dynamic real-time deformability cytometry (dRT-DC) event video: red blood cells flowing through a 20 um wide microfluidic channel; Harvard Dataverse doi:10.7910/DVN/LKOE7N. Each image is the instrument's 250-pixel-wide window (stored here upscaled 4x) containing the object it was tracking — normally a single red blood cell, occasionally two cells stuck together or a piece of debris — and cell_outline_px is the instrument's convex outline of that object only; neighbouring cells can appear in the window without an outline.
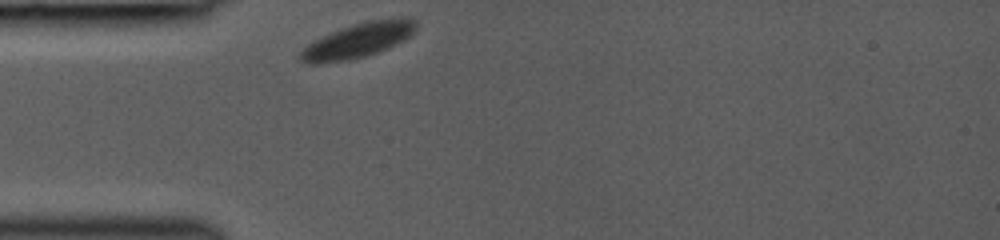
{"species": "common noctule bat (a hibernating species)", "species_latin": "Nyctalus noctula", "temperature_condition": "room temperature", "stored_images_in_passage": 17, "camera_frame_rate_fps": 3000, "um_per_image_px": 0.085, "animal": {"sex": "female", "body_mass_g": 19.0, "forearm_length_mm": 53.3}, "frame": {"image": 1, "passage_image": 1, "time_ms": 0.0, "image_size_px": [1000, 240], "cell_outline_px": [[416, 28], [404, 40], [376, 52], [364, 56], [348, 60], [316, 64], [304, 64], [300, 60], [300, 52], [312, 40], [332, 32], [356, 24], [372, 20], [416, 20]], "centroid_in_image_um": [30.31, 3.49], "position_along_channel_um": 54.7, "area_um2": 22.37}}
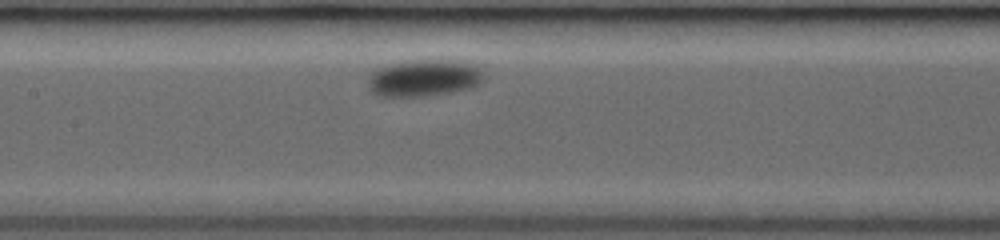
{"frame": {"image": 2, "passage_image": 10, "time_ms": 3.333, "image_size_px": [1000, 240], "cell_outline_px": [[484, 80], [480, 84], [472, 88], [424, 96], [376, 96], [368, 88], [368, 76], [372, 72], [380, 68], [392, 64], [408, 60], [456, 60], [472, 64], [480, 68], [484, 72]], "centroid_in_image_um": [36.06, 6.63], "position_along_channel_um": 171.3, "area_um2": 24.97}}
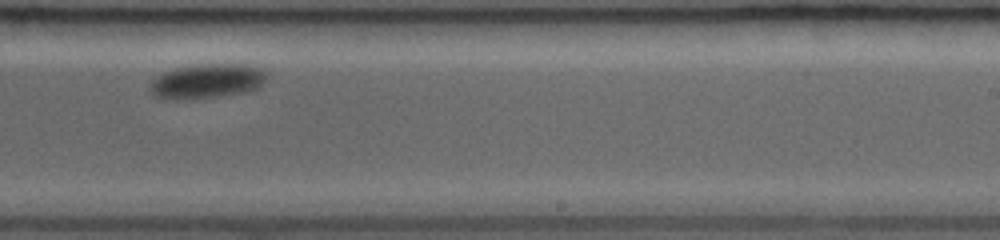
{"frame": {"image": 3, "passage_image": 17, "time_ms": 6.0, "image_size_px": [1000, 240], "cell_outline_px": [[264, 80], [260, 88], [248, 92], [196, 100], [176, 100], [156, 96], [148, 88], [148, 84], [152, 80], [164, 72], [176, 68], [196, 64], [248, 64], [264, 68]], "centroid_in_image_um": [17.6, 6.91], "position_along_channel_um": 271.4, "area_um2": 23.99}}